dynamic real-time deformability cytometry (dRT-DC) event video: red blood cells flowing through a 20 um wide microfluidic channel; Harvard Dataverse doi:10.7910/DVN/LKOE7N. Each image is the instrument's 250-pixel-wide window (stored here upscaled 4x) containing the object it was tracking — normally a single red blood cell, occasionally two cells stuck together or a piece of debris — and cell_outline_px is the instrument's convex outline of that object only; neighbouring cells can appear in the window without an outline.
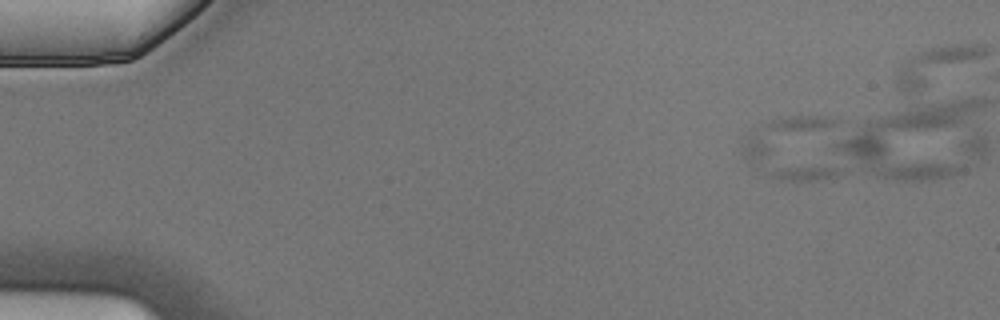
{"species": "Egyptian fruit bat (a non-hibernating species)", "species_latin": "Rousettus aegyptiacus", "temperature_condition": "cold", "stored_images_in_passage": 2, "camera_frame_rate_fps": 3000, "um_per_image_px": 0.085, "animal": {"sex": "male"}, "frame": {"image": 1, "passage_image": 1, "time_ms": 0.0, "image_size_px": [1000, 320], "cell_outline_px": [[844, 172], [836, 176], [820, 180], [780, 180], [768, 176], [752, 164], [740, 152], [740, 148], [748, 136], [836, 168]], "centroid_in_image_um": [66.71, 13.82], "position_along_channel_um": 18.3, "area_um2": 16.76}}